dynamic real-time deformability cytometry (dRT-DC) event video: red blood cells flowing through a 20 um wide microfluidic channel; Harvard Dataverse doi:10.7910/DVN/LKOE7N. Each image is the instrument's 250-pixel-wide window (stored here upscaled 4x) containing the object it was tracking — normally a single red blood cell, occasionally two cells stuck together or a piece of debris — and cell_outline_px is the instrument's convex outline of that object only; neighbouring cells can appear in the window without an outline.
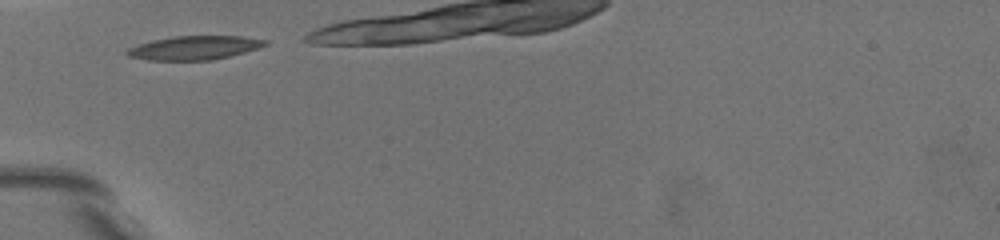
{"species": "common noctule bat (a hibernating species)", "species_latin": "Nyctalus noctula", "temperature_condition": "warm", "stored_images_in_passage": 7, "camera_frame_rate_fps": 3000, "um_per_image_px": 0.085, "animal": {"sex": "female", "body_mass_g": 19.5, "forearm_length_mm": 54.1}, "frame": {"image": 1, "passage_image": 1, "time_ms": 0.0, "image_size_px": [1000, 240], "cell_outline_px": [[268, 44], [244, 52], [212, 60], [148, 60], [128, 56], [124, 52], [128, 48], [136, 44], [152, 40], [172, 36], [244, 36], [268, 40]], "centroid_in_image_um": [16.48, 4.05], "position_along_channel_um": 68.5, "area_um2": 19.19}}